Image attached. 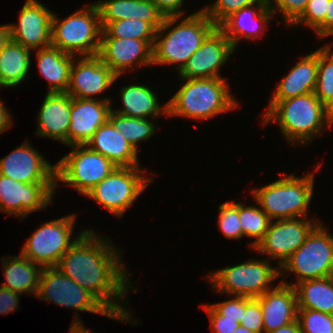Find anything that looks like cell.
<instances>
[{
    "label": "cell",
    "mask_w": 333,
    "mask_h": 333,
    "mask_svg": "<svg viewBox=\"0 0 333 333\" xmlns=\"http://www.w3.org/2000/svg\"><path fill=\"white\" fill-rule=\"evenodd\" d=\"M107 241L100 240L94 231L84 230L56 267L90 292L109 312L127 313L112 299L125 298L130 281L118 258L120 253Z\"/></svg>",
    "instance_id": "obj_1"
},
{
    "label": "cell",
    "mask_w": 333,
    "mask_h": 333,
    "mask_svg": "<svg viewBox=\"0 0 333 333\" xmlns=\"http://www.w3.org/2000/svg\"><path fill=\"white\" fill-rule=\"evenodd\" d=\"M179 18L180 16L166 17L157 30L153 45V64L178 63L177 69L180 72L217 25L201 9L176 24L161 38L160 34L162 36Z\"/></svg>",
    "instance_id": "obj_2"
},
{
    "label": "cell",
    "mask_w": 333,
    "mask_h": 333,
    "mask_svg": "<svg viewBox=\"0 0 333 333\" xmlns=\"http://www.w3.org/2000/svg\"><path fill=\"white\" fill-rule=\"evenodd\" d=\"M276 120L289 142L307 143L322 132L324 125L333 124V113L314 92L270 102L263 123Z\"/></svg>",
    "instance_id": "obj_3"
},
{
    "label": "cell",
    "mask_w": 333,
    "mask_h": 333,
    "mask_svg": "<svg viewBox=\"0 0 333 333\" xmlns=\"http://www.w3.org/2000/svg\"><path fill=\"white\" fill-rule=\"evenodd\" d=\"M185 83L167 103V115L207 119L238 106L225 78H181Z\"/></svg>",
    "instance_id": "obj_4"
},
{
    "label": "cell",
    "mask_w": 333,
    "mask_h": 333,
    "mask_svg": "<svg viewBox=\"0 0 333 333\" xmlns=\"http://www.w3.org/2000/svg\"><path fill=\"white\" fill-rule=\"evenodd\" d=\"M313 174H290L251 192L271 221L305 217L313 195Z\"/></svg>",
    "instance_id": "obj_5"
},
{
    "label": "cell",
    "mask_w": 333,
    "mask_h": 333,
    "mask_svg": "<svg viewBox=\"0 0 333 333\" xmlns=\"http://www.w3.org/2000/svg\"><path fill=\"white\" fill-rule=\"evenodd\" d=\"M52 17L51 46L70 54L98 55L102 25L95 4L79 10L64 20Z\"/></svg>",
    "instance_id": "obj_6"
},
{
    "label": "cell",
    "mask_w": 333,
    "mask_h": 333,
    "mask_svg": "<svg viewBox=\"0 0 333 333\" xmlns=\"http://www.w3.org/2000/svg\"><path fill=\"white\" fill-rule=\"evenodd\" d=\"M36 296L60 306L98 313L117 321L131 320L129 313L109 312L90 292L65 276L57 267H43Z\"/></svg>",
    "instance_id": "obj_7"
},
{
    "label": "cell",
    "mask_w": 333,
    "mask_h": 333,
    "mask_svg": "<svg viewBox=\"0 0 333 333\" xmlns=\"http://www.w3.org/2000/svg\"><path fill=\"white\" fill-rule=\"evenodd\" d=\"M280 272L281 269L273 268L267 260H249L213 272L208 279L219 293L256 298L271 289L268 284L283 274Z\"/></svg>",
    "instance_id": "obj_8"
},
{
    "label": "cell",
    "mask_w": 333,
    "mask_h": 333,
    "mask_svg": "<svg viewBox=\"0 0 333 333\" xmlns=\"http://www.w3.org/2000/svg\"><path fill=\"white\" fill-rule=\"evenodd\" d=\"M70 154L56 163V181L86 195L94 186L106 178L117 166L100 153L86 145L71 146Z\"/></svg>",
    "instance_id": "obj_9"
},
{
    "label": "cell",
    "mask_w": 333,
    "mask_h": 333,
    "mask_svg": "<svg viewBox=\"0 0 333 333\" xmlns=\"http://www.w3.org/2000/svg\"><path fill=\"white\" fill-rule=\"evenodd\" d=\"M142 171L138 166L116 167L85 196L93 198L109 212L121 217L151 183Z\"/></svg>",
    "instance_id": "obj_10"
},
{
    "label": "cell",
    "mask_w": 333,
    "mask_h": 333,
    "mask_svg": "<svg viewBox=\"0 0 333 333\" xmlns=\"http://www.w3.org/2000/svg\"><path fill=\"white\" fill-rule=\"evenodd\" d=\"M280 268L296 273L298 283L330 276L333 268V237L319 223Z\"/></svg>",
    "instance_id": "obj_11"
},
{
    "label": "cell",
    "mask_w": 333,
    "mask_h": 333,
    "mask_svg": "<svg viewBox=\"0 0 333 333\" xmlns=\"http://www.w3.org/2000/svg\"><path fill=\"white\" fill-rule=\"evenodd\" d=\"M74 221L75 215H68L46 222L31 235L21 254L42 267H56L77 240H70Z\"/></svg>",
    "instance_id": "obj_12"
},
{
    "label": "cell",
    "mask_w": 333,
    "mask_h": 333,
    "mask_svg": "<svg viewBox=\"0 0 333 333\" xmlns=\"http://www.w3.org/2000/svg\"><path fill=\"white\" fill-rule=\"evenodd\" d=\"M57 183H23L0 174V210L25 217L52 201Z\"/></svg>",
    "instance_id": "obj_13"
},
{
    "label": "cell",
    "mask_w": 333,
    "mask_h": 333,
    "mask_svg": "<svg viewBox=\"0 0 333 333\" xmlns=\"http://www.w3.org/2000/svg\"><path fill=\"white\" fill-rule=\"evenodd\" d=\"M319 223L320 221L313 223L306 218L276 219L274 224L270 222L264 238L254 249L261 254H267L269 258H277L281 261L279 267H282Z\"/></svg>",
    "instance_id": "obj_14"
},
{
    "label": "cell",
    "mask_w": 333,
    "mask_h": 333,
    "mask_svg": "<svg viewBox=\"0 0 333 333\" xmlns=\"http://www.w3.org/2000/svg\"><path fill=\"white\" fill-rule=\"evenodd\" d=\"M0 174L23 183H57L51 165L26 142L0 159Z\"/></svg>",
    "instance_id": "obj_15"
},
{
    "label": "cell",
    "mask_w": 333,
    "mask_h": 333,
    "mask_svg": "<svg viewBox=\"0 0 333 333\" xmlns=\"http://www.w3.org/2000/svg\"><path fill=\"white\" fill-rule=\"evenodd\" d=\"M20 12L19 24L8 25L11 40L31 50L50 47L53 13L36 0H27Z\"/></svg>",
    "instance_id": "obj_16"
},
{
    "label": "cell",
    "mask_w": 333,
    "mask_h": 333,
    "mask_svg": "<svg viewBox=\"0 0 333 333\" xmlns=\"http://www.w3.org/2000/svg\"><path fill=\"white\" fill-rule=\"evenodd\" d=\"M226 36L216 28L179 72L181 78H221L219 69L234 52Z\"/></svg>",
    "instance_id": "obj_17"
},
{
    "label": "cell",
    "mask_w": 333,
    "mask_h": 333,
    "mask_svg": "<svg viewBox=\"0 0 333 333\" xmlns=\"http://www.w3.org/2000/svg\"><path fill=\"white\" fill-rule=\"evenodd\" d=\"M83 57L76 65L73 61L66 93L75 98L93 99L91 96L107 90L119 76L98 55Z\"/></svg>",
    "instance_id": "obj_18"
},
{
    "label": "cell",
    "mask_w": 333,
    "mask_h": 333,
    "mask_svg": "<svg viewBox=\"0 0 333 333\" xmlns=\"http://www.w3.org/2000/svg\"><path fill=\"white\" fill-rule=\"evenodd\" d=\"M110 100L72 97L68 146L85 145L100 126L108 121L112 110Z\"/></svg>",
    "instance_id": "obj_19"
},
{
    "label": "cell",
    "mask_w": 333,
    "mask_h": 333,
    "mask_svg": "<svg viewBox=\"0 0 333 333\" xmlns=\"http://www.w3.org/2000/svg\"><path fill=\"white\" fill-rule=\"evenodd\" d=\"M155 40L101 38L98 56L117 76L136 62L139 65L153 64Z\"/></svg>",
    "instance_id": "obj_20"
},
{
    "label": "cell",
    "mask_w": 333,
    "mask_h": 333,
    "mask_svg": "<svg viewBox=\"0 0 333 333\" xmlns=\"http://www.w3.org/2000/svg\"><path fill=\"white\" fill-rule=\"evenodd\" d=\"M256 299L262 310L265 333L275 331L297 320L298 305L292 285L281 282Z\"/></svg>",
    "instance_id": "obj_21"
},
{
    "label": "cell",
    "mask_w": 333,
    "mask_h": 333,
    "mask_svg": "<svg viewBox=\"0 0 333 333\" xmlns=\"http://www.w3.org/2000/svg\"><path fill=\"white\" fill-rule=\"evenodd\" d=\"M254 5L257 6L255 10L256 12L258 11L257 13L253 11ZM271 14L273 15V12L268 6V1L259 0L256 4L243 7L229 15L217 28L226 36L235 49L240 37H245L249 40L258 39V34L262 36L259 31L262 33V30H265L266 26L264 25L268 23L270 16H272Z\"/></svg>",
    "instance_id": "obj_22"
},
{
    "label": "cell",
    "mask_w": 333,
    "mask_h": 333,
    "mask_svg": "<svg viewBox=\"0 0 333 333\" xmlns=\"http://www.w3.org/2000/svg\"><path fill=\"white\" fill-rule=\"evenodd\" d=\"M102 28L122 19H139L158 30L166 18L153 0H105L95 3Z\"/></svg>",
    "instance_id": "obj_23"
},
{
    "label": "cell",
    "mask_w": 333,
    "mask_h": 333,
    "mask_svg": "<svg viewBox=\"0 0 333 333\" xmlns=\"http://www.w3.org/2000/svg\"><path fill=\"white\" fill-rule=\"evenodd\" d=\"M72 96L47 93L38 113L37 136L50 137L68 145Z\"/></svg>",
    "instance_id": "obj_24"
},
{
    "label": "cell",
    "mask_w": 333,
    "mask_h": 333,
    "mask_svg": "<svg viewBox=\"0 0 333 333\" xmlns=\"http://www.w3.org/2000/svg\"><path fill=\"white\" fill-rule=\"evenodd\" d=\"M85 145L117 167L138 166L137 150L109 121L101 125Z\"/></svg>",
    "instance_id": "obj_25"
},
{
    "label": "cell",
    "mask_w": 333,
    "mask_h": 333,
    "mask_svg": "<svg viewBox=\"0 0 333 333\" xmlns=\"http://www.w3.org/2000/svg\"><path fill=\"white\" fill-rule=\"evenodd\" d=\"M318 75V49L302 58L279 83L270 102L315 91Z\"/></svg>",
    "instance_id": "obj_26"
},
{
    "label": "cell",
    "mask_w": 333,
    "mask_h": 333,
    "mask_svg": "<svg viewBox=\"0 0 333 333\" xmlns=\"http://www.w3.org/2000/svg\"><path fill=\"white\" fill-rule=\"evenodd\" d=\"M74 56L52 46L38 49V70L50 85L48 93H66Z\"/></svg>",
    "instance_id": "obj_27"
},
{
    "label": "cell",
    "mask_w": 333,
    "mask_h": 333,
    "mask_svg": "<svg viewBox=\"0 0 333 333\" xmlns=\"http://www.w3.org/2000/svg\"><path fill=\"white\" fill-rule=\"evenodd\" d=\"M3 258L1 261L4 266L3 270L6 281L1 286L19 294H28L31 292V294L34 293L37 295L43 267L32 262L22 254L12 258L9 257L11 260Z\"/></svg>",
    "instance_id": "obj_28"
},
{
    "label": "cell",
    "mask_w": 333,
    "mask_h": 333,
    "mask_svg": "<svg viewBox=\"0 0 333 333\" xmlns=\"http://www.w3.org/2000/svg\"><path fill=\"white\" fill-rule=\"evenodd\" d=\"M292 285L298 308L312 309L333 315V280L328 277L309 279Z\"/></svg>",
    "instance_id": "obj_29"
},
{
    "label": "cell",
    "mask_w": 333,
    "mask_h": 333,
    "mask_svg": "<svg viewBox=\"0 0 333 333\" xmlns=\"http://www.w3.org/2000/svg\"><path fill=\"white\" fill-rule=\"evenodd\" d=\"M121 97L123 109L115 110V113L126 117L147 118L153 116L159 118V114H167V103L163 110L158 102L157 95L144 85H130L122 88Z\"/></svg>",
    "instance_id": "obj_30"
},
{
    "label": "cell",
    "mask_w": 333,
    "mask_h": 333,
    "mask_svg": "<svg viewBox=\"0 0 333 333\" xmlns=\"http://www.w3.org/2000/svg\"><path fill=\"white\" fill-rule=\"evenodd\" d=\"M31 49L10 41L0 51V87H14L24 81L30 66Z\"/></svg>",
    "instance_id": "obj_31"
},
{
    "label": "cell",
    "mask_w": 333,
    "mask_h": 333,
    "mask_svg": "<svg viewBox=\"0 0 333 333\" xmlns=\"http://www.w3.org/2000/svg\"><path fill=\"white\" fill-rule=\"evenodd\" d=\"M148 118L126 117L112 109L108 121L120 131L122 136L137 150L139 141H145L156 131L155 125Z\"/></svg>",
    "instance_id": "obj_32"
},
{
    "label": "cell",
    "mask_w": 333,
    "mask_h": 333,
    "mask_svg": "<svg viewBox=\"0 0 333 333\" xmlns=\"http://www.w3.org/2000/svg\"><path fill=\"white\" fill-rule=\"evenodd\" d=\"M157 30L139 19H122L110 22L102 31L101 38L155 40Z\"/></svg>",
    "instance_id": "obj_33"
},
{
    "label": "cell",
    "mask_w": 333,
    "mask_h": 333,
    "mask_svg": "<svg viewBox=\"0 0 333 333\" xmlns=\"http://www.w3.org/2000/svg\"><path fill=\"white\" fill-rule=\"evenodd\" d=\"M316 97L333 113V51L331 45L318 49Z\"/></svg>",
    "instance_id": "obj_34"
},
{
    "label": "cell",
    "mask_w": 333,
    "mask_h": 333,
    "mask_svg": "<svg viewBox=\"0 0 333 333\" xmlns=\"http://www.w3.org/2000/svg\"><path fill=\"white\" fill-rule=\"evenodd\" d=\"M239 220L243 235L256 238L252 244H249L251 248L257 246L264 238L271 222V219L261 208L244 207L241 203H239Z\"/></svg>",
    "instance_id": "obj_35"
},
{
    "label": "cell",
    "mask_w": 333,
    "mask_h": 333,
    "mask_svg": "<svg viewBox=\"0 0 333 333\" xmlns=\"http://www.w3.org/2000/svg\"><path fill=\"white\" fill-rule=\"evenodd\" d=\"M297 321L302 333H333V315L306 308H298Z\"/></svg>",
    "instance_id": "obj_36"
},
{
    "label": "cell",
    "mask_w": 333,
    "mask_h": 333,
    "mask_svg": "<svg viewBox=\"0 0 333 333\" xmlns=\"http://www.w3.org/2000/svg\"><path fill=\"white\" fill-rule=\"evenodd\" d=\"M329 0H309L304 12L290 25L301 22L316 31L319 37H325V17Z\"/></svg>",
    "instance_id": "obj_37"
},
{
    "label": "cell",
    "mask_w": 333,
    "mask_h": 333,
    "mask_svg": "<svg viewBox=\"0 0 333 333\" xmlns=\"http://www.w3.org/2000/svg\"><path fill=\"white\" fill-rule=\"evenodd\" d=\"M218 223L227 238L240 239L243 236L239 220V203L226 202L219 206Z\"/></svg>",
    "instance_id": "obj_38"
},
{
    "label": "cell",
    "mask_w": 333,
    "mask_h": 333,
    "mask_svg": "<svg viewBox=\"0 0 333 333\" xmlns=\"http://www.w3.org/2000/svg\"><path fill=\"white\" fill-rule=\"evenodd\" d=\"M259 0H216L214 5L202 9L218 26L225 18L243 7L256 4Z\"/></svg>",
    "instance_id": "obj_39"
},
{
    "label": "cell",
    "mask_w": 333,
    "mask_h": 333,
    "mask_svg": "<svg viewBox=\"0 0 333 333\" xmlns=\"http://www.w3.org/2000/svg\"><path fill=\"white\" fill-rule=\"evenodd\" d=\"M240 325L255 333H263V317L259 301L256 298L244 296V312Z\"/></svg>",
    "instance_id": "obj_40"
},
{
    "label": "cell",
    "mask_w": 333,
    "mask_h": 333,
    "mask_svg": "<svg viewBox=\"0 0 333 333\" xmlns=\"http://www.w3.org/2000/svg\"><path fill=\"white\" fill-rule=\"evenodd\" d=\"M271 11L279 10L283 15L286 23L290 26L305 10L309 0H267ZM275 7L272 6V2ZM276 9V10H275Z\"/></svg>",
    "instance_id": "obj_41"
},
{
    "label": "cell",
    "mask_w": 333,
    "mask_h": 333,
    "mask_svg": "<svg viewBox=\"0 0 333 333\" xmlns=\"http://www.w3.org/2000/svg\"><path fill=\"white\" fill-rule=\"evenodd\" d=\"M211 306L224 316V319L236 320L240 324L244 312V296H235L231 300L211 304Z\"/></svg>",
    "instance_id": "obj_42"
},
{
    "label": "cell",
    "mask_w": 333,
    "mask_h": 333,
    "mask_svg": "<svg viewBox=\"0 0 333 333\" xmlns=\"http://www.w3.org/2000/svg\"><path fill=\"white\" fill-rule=\"evenodd\" d=\"M203 309L207 311L215 333H233L240 325L236 320L224 319L211 305H205Z\"/></svg>",
    "instance_id": "obj_43"
},
{
    "label": "cell",
    "mask_w": 333,
    "mask_h": 333,
    "mask_svg": "<svg viewBox=\"0 0 333 333\" xmlns=\"http://www.w3.org/2000/svg\"><path fill=\"white\" fill-rule=\"evenodd\" d=\"M18 295L20 294L0 286V314L16 311L19 302Z\"/></svg>",
    "instance_id": "obj_44"
},
{
    "label": "cell",
    "mask_w": 333,
    "mask_h": 333,
    "mask_svg": "<svg viewBox=\"0 0 333 333\" xmlns=\"http://www.w3.org/2000/svg\"><path fill=\"white\" fill-rule=\"evenodd\" d=\"M165 17L182 16L181 5L184 0H153Z\"/></svg>",
    "instance_id": "obj_45"
},
{
    "label": "cell",
    "mask_w": 333,
    "mask_h": 333,
    "mask_svg": "<svg viewBox=\"0 0 333 333\" xmlns=\"http://www.w3.org/2000/svg\"><path fill=\"white\" fill-rule=\"evenodd\" d=\"M333 34V0H329L325 17V36Z\"/></svg>",
    "instance_id": "obj_46"
},
{
    "label": "cell",
    "mask_w": 333,
    "mask_h": 333,
    "mask_svg": "<svg viewBox=\"0 0 333 333\" xmlns=\"http://www.w3.org/2000/svg\"><path fill=\"white\" fill-rule=\"evenodd\" d=\"M11 124V117L0 100V133H3L6 129L10 128Z\"/></svg>",
    "instance_id": "obj_47"
},
{
    "label": "cell",
    "mask_w": 333,
    "mask_h": 333,
    "mask_svg": "<svg viewBox=\"0 0 333 333\" xmlns=\"http://www.w3.org/2000/svg\"><path fill=\"white\" fill-rule=\"evenodd\" d=\"M270 333H302V332L300 330L299 322L295 320L294 322L286 326L280 327Z\"/></svg>",
    "instance_id": "obj_48"
},
{
    "label": "cell",
    "mask_w": 333,
    "mask_h": 333,
    "mask_svg": "<svg viewBox=\"0 0 333 333\" xmlns=\"http://www.w3.org/2000/svg\"><path fill=\"white\" fill-rule=\"evenodd\" d=\"M10 30L8 25L0 26V51L10 41Z\"/></svg>",
    "instance_id": "obj_49"
},
{
    "label": "cell",
    "mask_w": 333,
    "mask_h": 333,
    "mask_svg": "<svg viewBox=\"0 0 333 333\" xmlns=\"http://www.w3.org/2000/svg\"><path fill=\"white\" fill-rule=\"evenodd\" d=\"M73 324L70 327L69 333H91L90 331L88 332L86 328H84L81 323V321L75 318V320L72 322Z\"/></svg>",
    "instance_id": "obj_50"
},
{
    "label": "cell",
    "mask_w": 333,
    "mask_h": 333,
    "mask_svg": "<svg viewBox=\"0 0 333 333\" xmlns=\"http://www.w3.org/2000/svg\"><path fill=\"white\" fill-rule=\"evenodd\" d=\"M233 333H255V332L250 331L249 329L245 328L242 325H239L238 328Z\"/></svg>",
    "instance_id": "obj_51"
},
{
    "label": "cell",
    "mask_w": 333,
    "mask_h": 333,
    "mask_svg": "<svg viewBox=\"0 0 333 333\" xmlns=\"http://www.w3.org/2000/svg\"><path fill=\"white\" fill-rule=\"evenodd\" d=\"M330 278L333 280V268H332V272H331Z\"/></svg>",
    "instance_id": "obj_52"
}]
</instances>
